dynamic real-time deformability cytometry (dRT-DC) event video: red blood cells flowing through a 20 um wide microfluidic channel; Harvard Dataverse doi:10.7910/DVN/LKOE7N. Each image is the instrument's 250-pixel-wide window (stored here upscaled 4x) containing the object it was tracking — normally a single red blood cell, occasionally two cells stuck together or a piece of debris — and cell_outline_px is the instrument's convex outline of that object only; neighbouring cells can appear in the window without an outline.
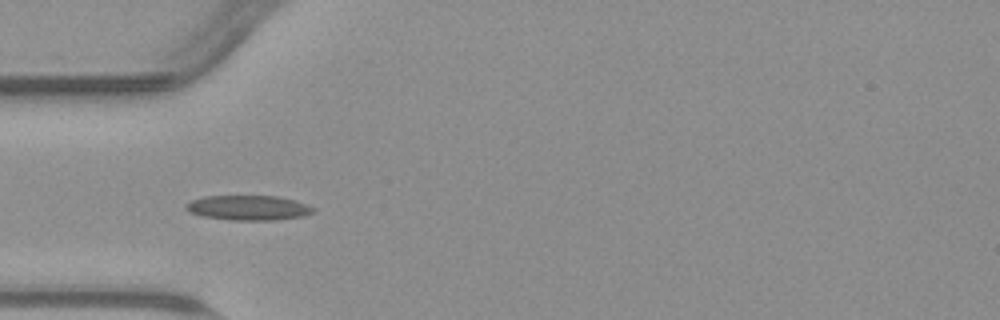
{"species": "common noctule bat (a hibernating species)", "species_latin": "Nyctalus noctula", "temperature_condition": "warm", "stored_images_in_passage": 14, "camera_frame_rate_fps": 3000, "um_per_image_px": 0.085, "animal": {"sex": "male", "body_mass_g": 23.1, "forearm_length_mm": 52.7}, "frame": {"image": 1, "passage_image": 5, "time_ms": 1.333, "image_size_px": [1000, 320], "cell_outline_px": [[316, 208], [312, 212], [300, 216], [272, 220], [228, 220], [200, 216], [188, 212], [184, 208], [184, 204], [192, 200], [204, 196], [280, 196], [296, 200]], "centroid_in_image_um": [21.04, 17.65], "position_along_channel_um": 64.0, "area_um2": 18.55}}
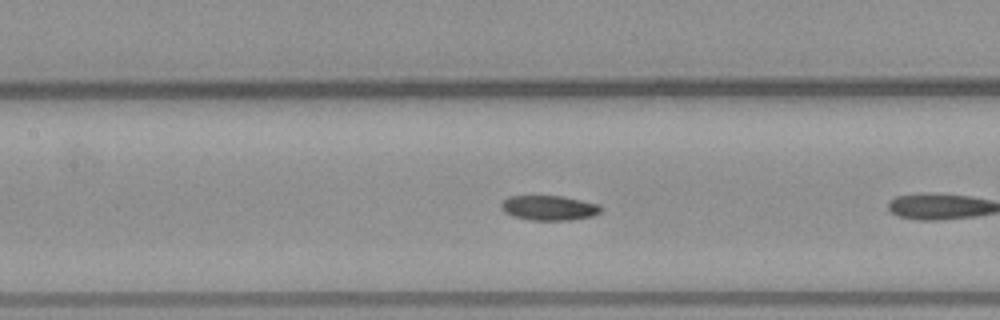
{"frame": {"image": 2, "passage_image": 10, "time_ms": 3.0, "image_size_px": [1000, 320], "cell_outline_px": [[600, 212], [592, 216], [568, 220], [532, 220], [512, 216], [504, 212], [500, 208], [500, 204], [508, 196], [564, 196], [600, 204]], "centroid_in_image_um": [46.64, 17.66], "position_along_channel_um": 160.8, "area_um2": 14.45}}